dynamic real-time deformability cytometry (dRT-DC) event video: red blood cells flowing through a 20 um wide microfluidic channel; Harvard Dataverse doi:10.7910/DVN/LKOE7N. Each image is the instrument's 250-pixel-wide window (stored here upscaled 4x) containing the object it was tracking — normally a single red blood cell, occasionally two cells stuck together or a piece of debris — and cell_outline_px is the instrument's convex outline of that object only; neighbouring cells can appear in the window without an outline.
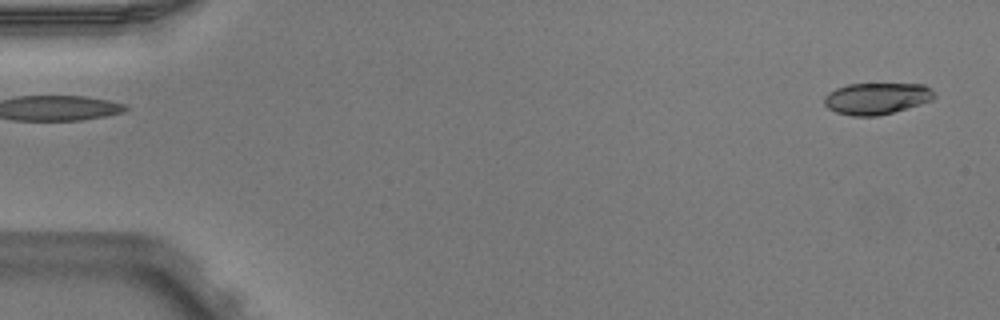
{"species": "Egyptian fruit bat (a non-hibernating species)", "species_latin": "Rousettus aegyptiacus", "temperature_condition": "warm", "stored_images_in_passage": 3, "segment_of_instrument_passage": [2, 2], "camera_frame_rate_fps": 3000, "um_per_image_px": 0.085, "animal": {"sex": "male"}, "frame": {"image": 1, "passage_image": 3, "time_ms": 0.667, "image_size_px": [1000, 320], "cell_outline_px": [[936, 96], [932, 100], [920, 104], [892, 112], [876, 116], [852, 116], [836, 112], [828, 108], [824, 104], [824, 96], [828, 92], [836, 88], [848, 84], [924, 84], [932, 88]], "centroid_in_image_um": [74.51, 8.36], "position_along_channel_um": 10.5, "area_um2": 20.29}}